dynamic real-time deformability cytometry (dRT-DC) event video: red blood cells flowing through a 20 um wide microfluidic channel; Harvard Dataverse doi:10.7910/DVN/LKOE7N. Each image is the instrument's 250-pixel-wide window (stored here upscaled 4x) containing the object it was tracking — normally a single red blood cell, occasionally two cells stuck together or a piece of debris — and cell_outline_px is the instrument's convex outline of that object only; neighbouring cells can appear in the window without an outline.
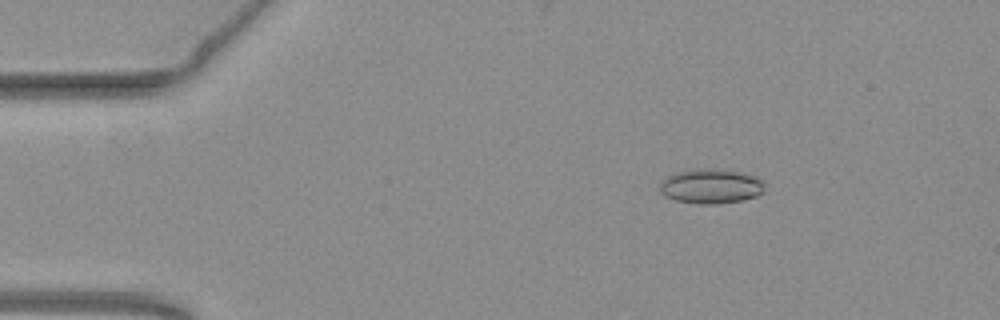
{"species": "common noctule bat (a hibernating species)", "species_latin": "Nyctalus noctula", "temperature_condition": "warm", "stored_images_in_passage": 56, "camera_frame_rate_fps": 3000, "um_per_image_px": 0.085, "animal": {"sex": "female", "body_mass_g": 19.3, "forearm_length_mm": 54.1}, "frame": {"image": 1, "passage_image": 9, "time_ms": 2.667, "image_size_px": [1000, 320], "cell_outline_px": [[764, 192], [756, 196], [740, 200], [712, 204], [700, 204], [676, 200], [664, 196], [660, 192], [660, 184], [668, 176], [676, 172], [696, 168], [744, 172], [764, 180]], "centroid_in_image_um": [60.44, 15.82], "position_along_channel_um": 24.6, "area_um2": 21.04}}
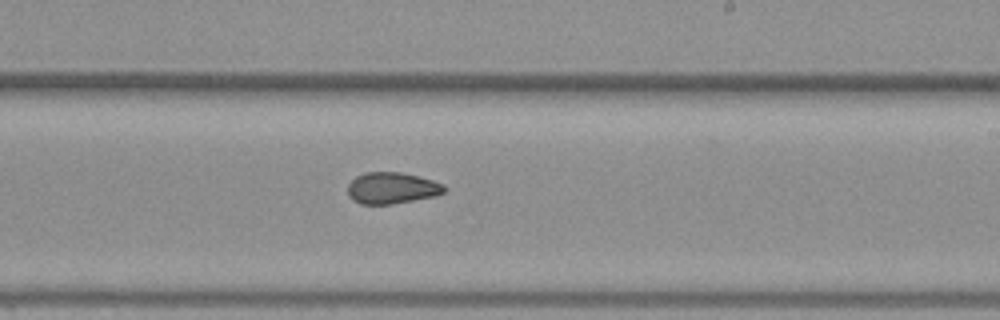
{"frame": {"image": 2, "passage_image": 33, "time_ms": 10.667, "image_size_px": [1000, 320], "cell_outline_px": [[448, 188], [444, 192], [436, 196], [392, 204], [360, 204], [352, 200], [348, 196], [348, 184], [356, 176], [364, 172], [400, 172], [432, 180], [444, 184]], "centroid_in_image_um": [33.3, 15.99], "position_along_channel_um": 255.7, "area_um2": 17.8}}
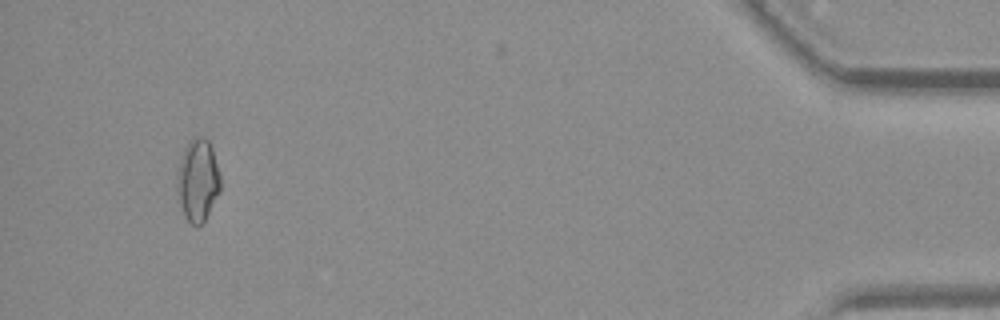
{"frame": {"image": 3, "passage_image": 52, "time_ms": 17.0, "image_size_px": [1000, 320], "cell_outline_px": [[220, 192], [204, 220], [196, 228], [188, 224], [184, 216], [176, 192], [176, 176], [180, 160], [184, 148], [196, 136], [204, 136], [208, 140], [212, 148], [220, 176]], "centroid_in_image_um": [16.79, 15.36], "position_along_channel_um": 418.4, "area_um2": 20.98}, "authors_computed_cell_mechanics": {"area_um2": 18.5827, "velocity_mm_per_s": 3.789, "shape_relaxation_time_tau1_ms": null, "shape_relaxation_time_tau2_ms": 2.2665, "deformation_change_tau1": null, "deformation_change_tau2": 0.069}}